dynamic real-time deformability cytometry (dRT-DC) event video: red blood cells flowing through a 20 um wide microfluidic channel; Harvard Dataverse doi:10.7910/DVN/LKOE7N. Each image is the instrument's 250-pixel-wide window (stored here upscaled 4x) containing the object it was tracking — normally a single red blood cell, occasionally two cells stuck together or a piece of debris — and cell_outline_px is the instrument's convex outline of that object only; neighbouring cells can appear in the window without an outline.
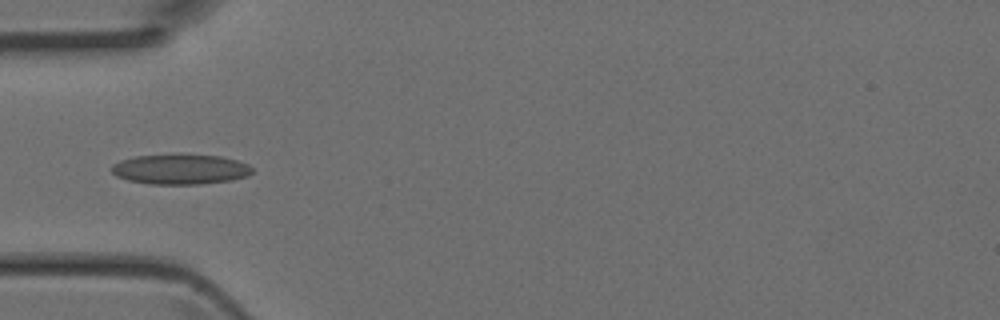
{"species": "Egyptian fruit bat (a non-hibernating species)", "species_latin": "Rousettus aegyptiacus", "temperature_condition": "room temperature", "stored_images_in_passage": 5, "camera_frame_rate_fps": 3000, "um_per_image_px": 0.085, "animal": {"sex": "female"}, "frame": {"image": 1, "passage_image": 4, "time_ms": 1.0, "image_size_px": [1000, 320], "cell_outline_px": [[252, 172], [248, 176], [232, 180], [200, 184], [148, 184], [128, 180], [116, 176], [112, 172], [112, 164], [120, 160], [136, 156], [176, 152], [180, 152], [220, 156], [236, 160], [248, 164], [252, 168]], "centroid_in_image_um": [15.32, 14.35], "position_along_channel_um": 69.7, "area_um2": 25.43}}
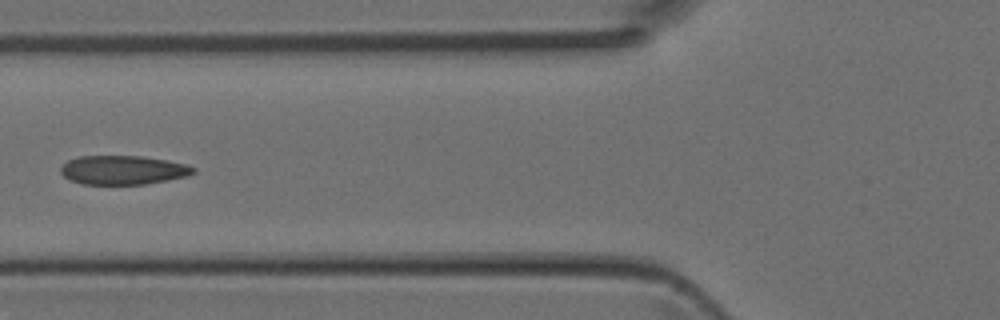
{"frame": {"image": 2, "passage_image": 5, "time_ms": 1.333, "image_size_px": [1000, 320], "cell_outline_px": [[196, 172], [188, 176], [168, 180], [144, 184], [80, 184], [64, 176], [60, 172], [60, 168], [68, 160], [76, 156], [140, 156], [188, 164], [196, 168]], "centroid_in_image_um": [10.47, 14.45], "position_along_channel_um": 115.3, "area_um2": 22.43}}